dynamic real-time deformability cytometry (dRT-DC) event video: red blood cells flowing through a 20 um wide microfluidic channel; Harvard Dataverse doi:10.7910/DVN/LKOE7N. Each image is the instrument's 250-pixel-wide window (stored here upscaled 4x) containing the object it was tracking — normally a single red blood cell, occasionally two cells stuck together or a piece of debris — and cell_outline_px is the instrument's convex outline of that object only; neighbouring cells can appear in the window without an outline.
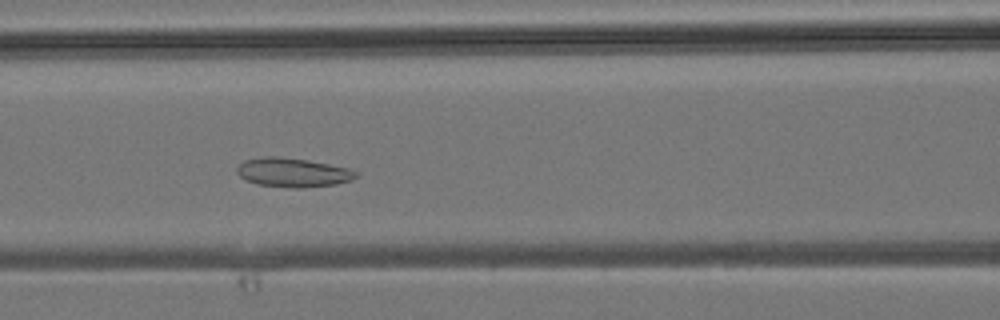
{"species": "common noctule bat (a hibernating species)", "species_latin": "Nyctalus noctula", "temperature_condition": "room temperature", "stored_images_in_passage": 36, "camera_frame_rate_fps": 3000, "um_per_image_px": 0.085, "animal": {"sex": "male", "body_mass_g": 19.2, "forearm_length_mm": 51.8}, "frame": {"image": 1, "passage_image": 11, "time_ms": 3.333, "image_size_px": [1000, 320], "cell_outline_px": [[360, 176], [352, 180], [336, 184], [300, 188], [292, 188], [256, 184], [240, 176], [236, 172], [236, 168], [244, 160], [264, 156], [276, 156], [308, 160], [348, 168], [360, 172]], "centroid_in_image_um": [24.93, 14.66], "position_along_channel_um": 141.7, "area_um2": 20.29}}
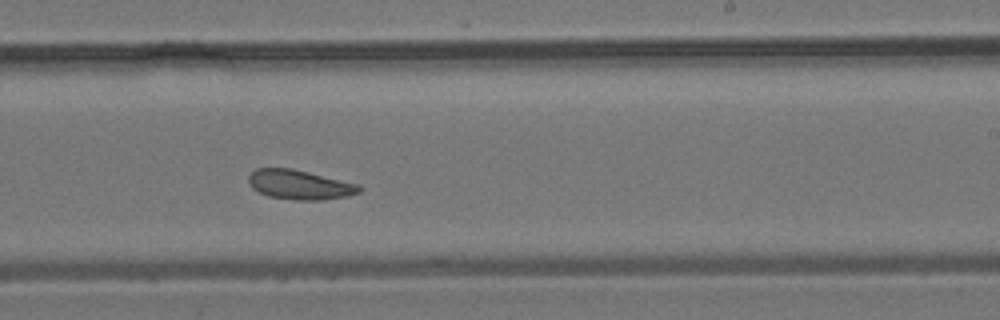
{"frame": {"image": 2, "passage_image": 19, "time_ms": 6.0, "image_size_px": [1000, 320], "cell_outline_px": [[364, 188], [360, 192], [348, 196], [324, 200], [292, 200], [268, 196], [252, 188], [248, 184], [248, 176], [256, 168], [292, 168], [360, 184]], "centroid_in_image_um": [25.5, 15.7], "position_along_channel_um": 263.5, "area_um2": 19.31}}
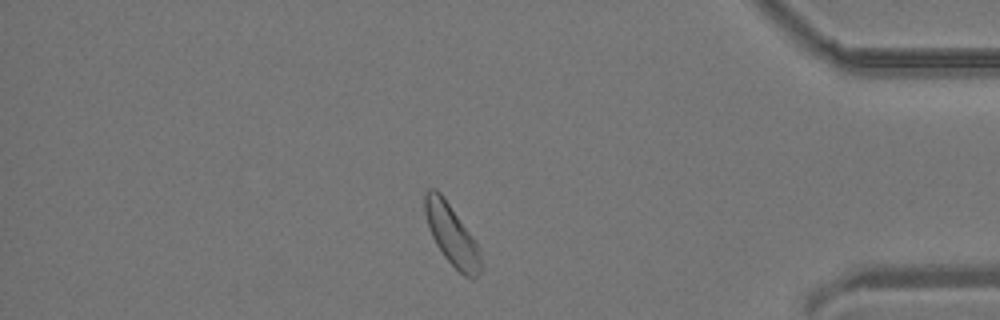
{"frame": {"image": 3, "passage_image": 30, "time_ms": 9.667, "image_size_px": [1000, 320], "cell_outline_px": [[480, 272], [472, 280], [464, 276], [444, 256], [436, 244], [428, 228], [424, 212], [424, 192], [428, 188], [436, 188], [444, 196], [476, 240], [480, 248]], "centroid_in_image_um": [38.38, 19.91], "position_along_channel_um": 396.8, "area_um2": 20.0}}